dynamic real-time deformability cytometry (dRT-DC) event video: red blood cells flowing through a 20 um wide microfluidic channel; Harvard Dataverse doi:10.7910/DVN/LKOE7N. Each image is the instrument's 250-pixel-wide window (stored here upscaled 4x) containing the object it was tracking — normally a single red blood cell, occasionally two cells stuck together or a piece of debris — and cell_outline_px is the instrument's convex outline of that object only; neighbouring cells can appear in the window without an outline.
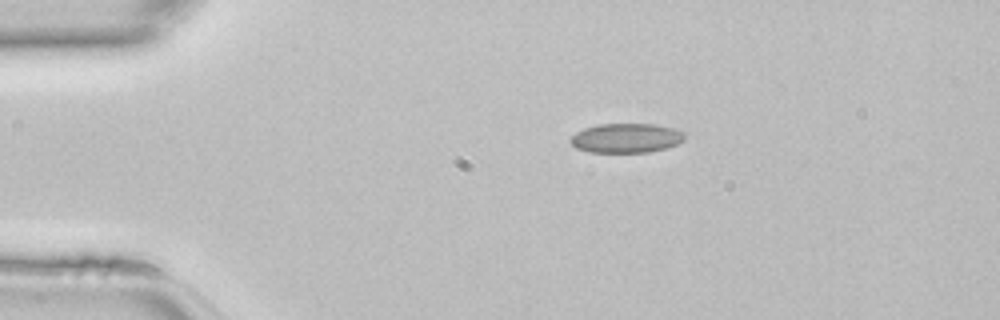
{"species": "common noctule bat (a hibernating species)", "species_latin": "Nyctalus noctula", "temperature_condition": "room temperature", "stored_images_in_passage": 38, "camera_frame_rate_fps": 3000, "um_per_image_px": 0.085, "animal": {"sex": "female", "body_mass_g": 22.7, "forearm_length_mm": 54.2}, "frame": {"image": 1, "passage_image": 1, "time_ms": 0.0, "image_size_px": [1000, 320], "cell_outline_px": [[684, 140], [668, 148], [648, 152], [588, 152], [576, 148], [568, 140], [576, 132], [584, 128], [596, 124], [656, 124], [676, 128], [684, 132]], "centroid_in_image_um": [53.23, 11.73], "position_along_channel_um": 31.8, "area_um2": 19.77}}
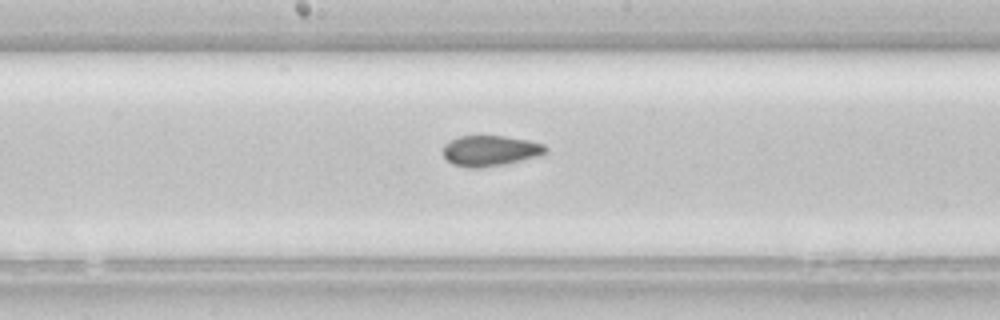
{"frame": {"image": 2, "passage_image": 16, "time_ms": 5.0, "image_size_px": [1000, 320], "cell_outline_px": [[548, 152], [540, 156], [504, 164], [480, 168], [468, 168], [452, 164], [444, 156], [444, 144], [448, 140], [456, 136], [504, 136], [528, 140], [544, 144], [548, 148]], "centroid_in_image_um": [41.68, 12.81], "position_along_channel_um": 206.5, "area_um2": 18.5}}
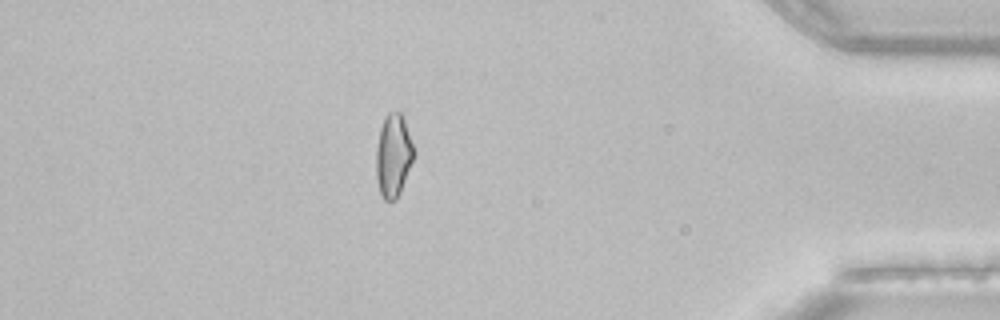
{"frame": {"image": 3, "passage_image": 32, "time_ms": 10.333, "image_size_px": [1000, 320], "cell_outline_px": [[416, 152], [400, 192], [396, 200], [384, 200], [380, 192], [376, 176], [376, 148], [380, 128], [384, 116], [388, 112], [400, 112], [404, 120], [416, 148]], "centroid_in_image_um": [33.44, 13.2], "position_along_channel_um": 401.8, "area_um2": 18.38}}